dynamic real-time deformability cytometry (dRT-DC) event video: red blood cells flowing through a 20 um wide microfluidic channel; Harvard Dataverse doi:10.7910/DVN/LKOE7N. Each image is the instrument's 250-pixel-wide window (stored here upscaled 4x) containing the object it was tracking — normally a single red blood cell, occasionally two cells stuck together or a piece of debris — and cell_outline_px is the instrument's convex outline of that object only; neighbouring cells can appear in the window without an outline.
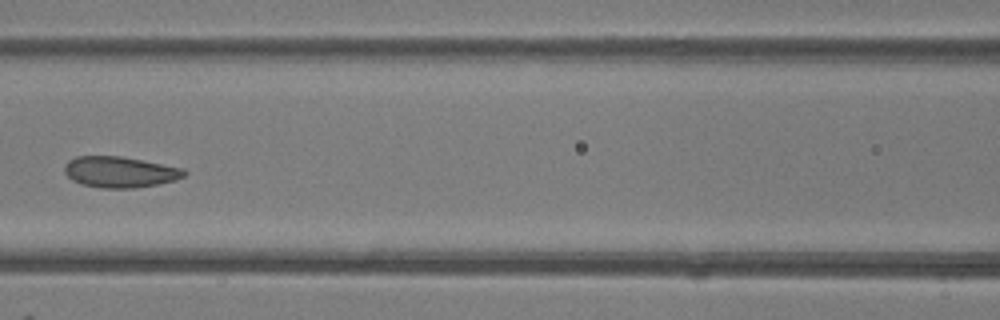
{"species": "common noctule bat (a hibernating species)", "species_latin": "Nyctalus noctula", "temperature_condition": "room temperature", "stored_images_in_passage": 7, "camera_frame_rate_fps": 3000, "um_per_image_px": 0.085, "animal": {"sex": "female"}, "frame": {"image": 1, "passage_image": 7, "time_ms": 7.0, "image_size_px": [1000, 320], "cell_outline_px": [[188, 172], [184, 176], [176, 180], [156, 184], [132, 188], [100, 188], [80, 184], [72, 180], [64, 172], [64, 164], [68, 160], [76, 156], [120, 156], [184, 168]], "centroid_in_image_um": [10.17, 14.62], "position_along_channel_um": 156.4, "area_um2": 21.68}}